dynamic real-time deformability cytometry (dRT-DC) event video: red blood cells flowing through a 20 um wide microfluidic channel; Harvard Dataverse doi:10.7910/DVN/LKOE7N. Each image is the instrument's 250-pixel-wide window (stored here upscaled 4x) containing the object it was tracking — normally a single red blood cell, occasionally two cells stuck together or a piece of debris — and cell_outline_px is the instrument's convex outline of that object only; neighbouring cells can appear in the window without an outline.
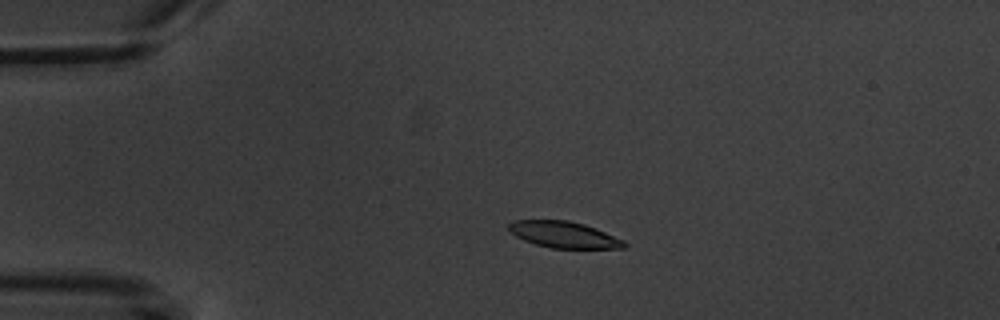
{"species": "common noctule bat (a hibernating species)", "species_latin": "Nyctalus noctula", "temperature_condition": "warm", "stored_images_in_passage": 5, "camera_frame_rate_fps": 3000, "um_per_image_px": 0.085, "animal": {"sex": "male", "body_mass_g": 20.1, "forearm_length_mm": 53.5}, "frame": {"image": 1, "passage_image": 4, "time_ms": 3.333, "image_size_px": [1000, 320], "cell_outline_px": [[628, 244], [624, 248], [552, 248], [536, 244], [524, 240], [516, 236], [508, 228], [508, 224], [512, 220], [568, 220], [584, 224], [596, 228], [624, 240]], "centroid_in_image_um": [47.95, 19.94], "position_along_channel_um": 37.1, "area_um2": 17.69}}